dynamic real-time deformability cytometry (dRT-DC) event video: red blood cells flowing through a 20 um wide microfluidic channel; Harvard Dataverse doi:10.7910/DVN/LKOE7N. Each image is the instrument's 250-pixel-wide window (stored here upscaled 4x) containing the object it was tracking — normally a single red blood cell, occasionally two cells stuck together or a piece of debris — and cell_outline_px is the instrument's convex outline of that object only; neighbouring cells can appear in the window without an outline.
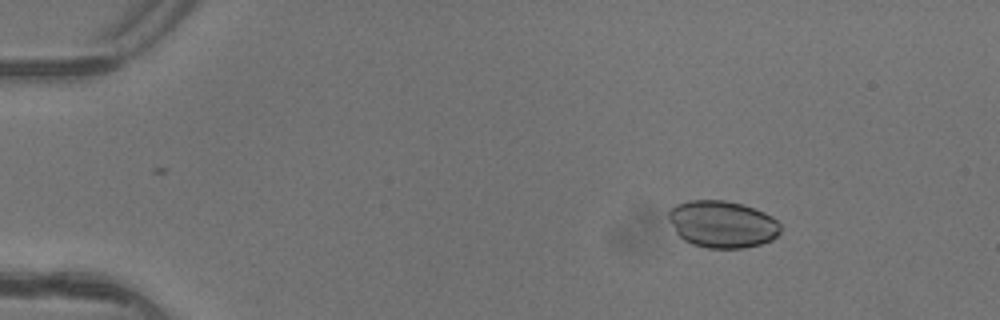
{"species": "common noctule bat (a hibernating species)", "species_latin": "Nyctalus noctula", "temperature_condition": "warm", "stored_images_in_passage": 5, "camera_frame_rate_fps": 3000, "um_per_image_px": 0.085, "animal": {"sex": "female"}, "frame": {"image": 1, "passage_image": 2, "time_ms": 0.333, "image_size_px": [1000, 320], "cell_outline_px": [[780, 232], [772, 240], [760, 244], [744, 248], [708, 248], [692, 244], [684, 240], [676, 232], [668, 220], [668, 212], [676, 204], [688, 200], [724, 200], [740, 204], [764, 212], [772, 216], [780, 224]], "centroid_in_image_um": [61.38, 19.06], "position_along_channel_um": 23.6, "area_um2": 30.63}}